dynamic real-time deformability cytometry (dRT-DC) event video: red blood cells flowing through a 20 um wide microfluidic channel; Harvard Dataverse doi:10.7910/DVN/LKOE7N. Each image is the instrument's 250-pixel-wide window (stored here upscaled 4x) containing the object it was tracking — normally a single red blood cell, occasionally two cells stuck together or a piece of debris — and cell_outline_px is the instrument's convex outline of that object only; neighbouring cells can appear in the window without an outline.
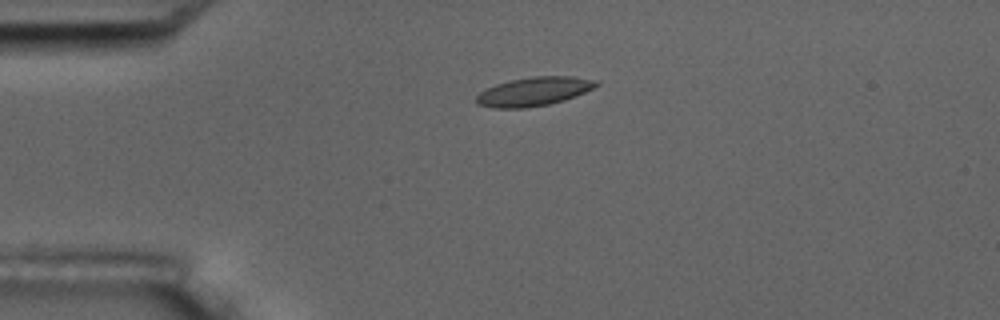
{"species": "common noctule bat (a hibernating species)", "species_latin": "Nyctalus noctula", "temperature_condition": "room temperature", "stored_images_in_passage": 2, "camera_frame_rate_fps": 3000, "um_per_image_px": 0.085, "animal": {"sex": "male", "body_mass_g": 17.5, "forearm_length_mm": 52.3}, "frame": {"image": 1, "passage_image": 2, "time_ms": 2.0, "image_size_px": [1000, 320], "cell_outline_px": [[600, 84], [576, 96], [564, 100], [548, 104], [528, 108], [496, 108], [476, 104], [476, 96], [480, 92], [496, 84], [512, 80], [532, 76], [572, 76], [596, 80]], "centroid_in_image_um": [45.38, 7.78], "position_along_channel_um": 39.6, "area_um2": 20.0}}